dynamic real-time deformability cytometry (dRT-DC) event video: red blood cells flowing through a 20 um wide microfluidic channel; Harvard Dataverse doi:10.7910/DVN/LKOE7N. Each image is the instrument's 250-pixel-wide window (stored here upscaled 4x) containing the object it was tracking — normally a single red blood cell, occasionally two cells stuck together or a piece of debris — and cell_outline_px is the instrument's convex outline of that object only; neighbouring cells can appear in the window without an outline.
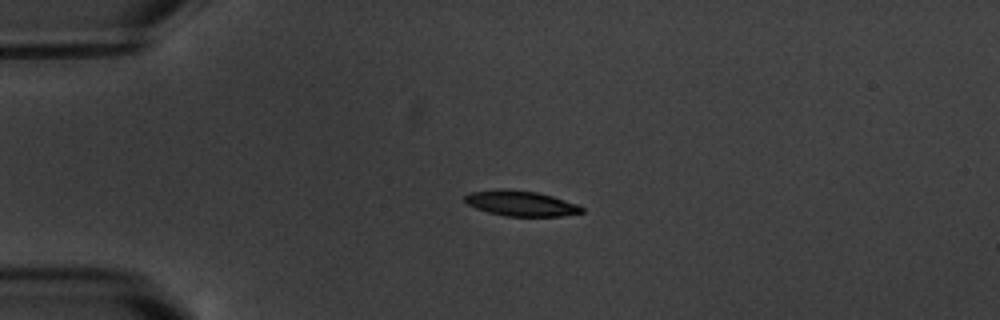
{"species": "common noctule bat (a hibernating species)", "species_latin": "Nyctalus noctula", "temperature_condition": "warm", "stored_images_in_passage": 7, "camera_frame_rate_fps": 3000, "um_per_image_px": 0.085, "animal": {"sex": "male", "body_mass_g": 20.1, "forearm_length_mm": 53.5}, "frame": {"image": 1, "passage_image": 4, "time_ms": 3.667, "image_size_px": [1000, 320], "cell_outline_px": [[584, 212], [560, 216], [508, 216], [488, 212], [476, 208], [468, 204], [464, 200], [464, 196], [468, 192], [500, 188], [504, 188], [536, 192], [552, 196], [576, 204], [584, 208]], "centroid_in_image_um": [44.23, 17.27], "position_along_channel_um": 40.8, "area_um2": 17.22}}